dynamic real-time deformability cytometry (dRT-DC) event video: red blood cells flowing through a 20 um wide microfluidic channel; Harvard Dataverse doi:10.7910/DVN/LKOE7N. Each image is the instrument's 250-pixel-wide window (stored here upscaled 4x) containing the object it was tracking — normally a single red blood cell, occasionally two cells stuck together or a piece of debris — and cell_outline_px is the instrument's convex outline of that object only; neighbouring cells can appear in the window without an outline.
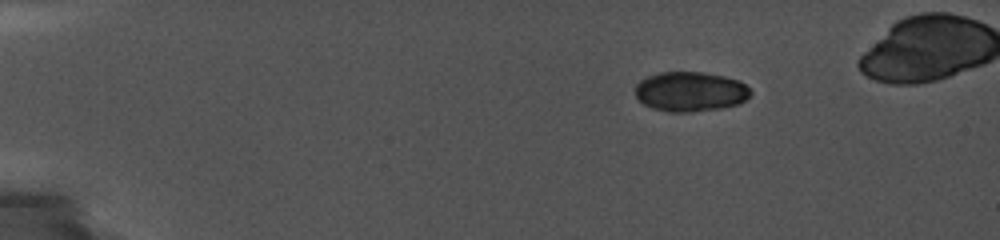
{"species": "common noctule bat (a hibernating species)", "species_latin": "Nyctalus noctula", "temperature_condition": "cold", "stored_images_in_passage": 28, "camera_frame_rate_fps": 5000, "um_per_image_px": 0.085, "animal": {"sex": "female", "body_mass_g": 19.0, "forearm_length_mm": 56.7}, "frame": {"image": 1, "passage_image": 13, "time_ms": 3.0, "image_size_px": [1000, 240], "cell_outline_px": [[752, 92], [744, 100], [736, 104], [720, 108], [688, 112], [672, 112], [652, 108], [644, 104], [636, 96], [636, 84], [640, 80], [648, 76], [660, 72], [704, 72], [724, 76], [736, 80], [744, 84]], "centroid_in_image_um": [58.65, 7.78], "position_along_channel_um": 26.4, "area_um2": 26.41}}